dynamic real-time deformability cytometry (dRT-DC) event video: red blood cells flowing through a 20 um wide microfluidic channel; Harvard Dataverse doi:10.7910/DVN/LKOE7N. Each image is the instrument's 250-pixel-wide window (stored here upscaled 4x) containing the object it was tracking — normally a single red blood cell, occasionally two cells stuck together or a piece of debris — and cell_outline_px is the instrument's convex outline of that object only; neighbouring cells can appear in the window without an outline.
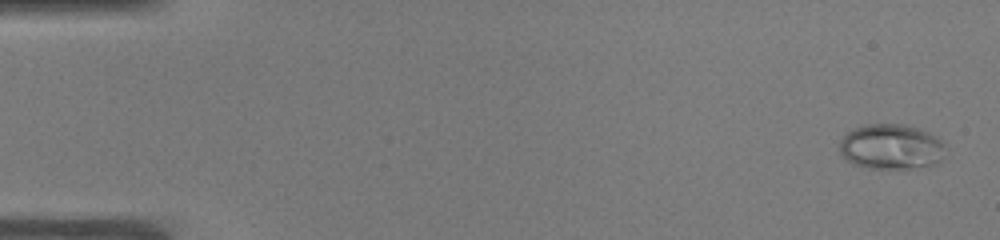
{"species": "common noctule bat (a hibernating species)", "species_latin": "Nyctalus noctula", "temperature_condition": "warm", "stored_images_in_passage": 52, "camera_frame_rate_fps": 3000, "um_per_image_px": 0.085, "animal": {"sex": "male", "body_mass_g": 19.0, "forearm_length_mm": 50.8}, "frame": {"image": 1, "passage_image": 2, "time_ms": 0.333, "image_size_px": [1000, 240], "cell_outline_px": [[944, 144], [940, 160], [936, 164], [908, 168], [868, 168], [852, 164], [840, 156], [840, 140], [848, 132], [864, 124], [908, 124], [928, 132], [936, 136]], "centroid_in_image_um": [75.7, 12.47], "position_along_channel_um": 9.3, "area_um2": 27.86}}
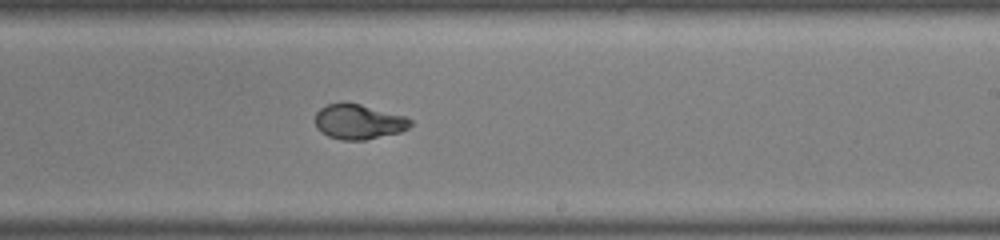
{"frame": {"image": 2, "passage_image": 32, "time_ms": 10.333, "image_size_px": [1000, 240], "cell_outline_px": [[412, 124], [408, 128], [400, 132], [364, 140], [340, 140], [328, 136], [320, 132], [316, 128], [316, 112], [320, 108], [328, 104], [360, 104], [404, 116], [412, 120]], "centroid_in_image_um": [30.47, 10.37], "position_along_channel_um": 258.5, "area_um2": 19.13}}
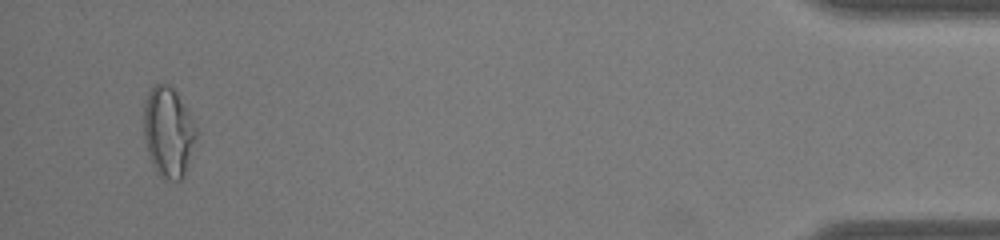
{"frame": {"image": 3, "passage_image": 50, "time_ms": 16.333, "image_size_px": [1000, 240], "cell_outline_px": [[200, 132], [184, 176], [180, 180], [164, 180], [156, 172], [152, 164], [144, 140], [144, 100], [152, 84], [168, 84], [176, 92], [188, 108]], "centroid_in_image_um": [14.34, 11.22], "position_along_channel_um": 420.9, "area_um2": 28.38}, "authors_computed_cell_mechanics": {"area_um2": 21.1837, "velocity_mm_per_s": 3.9223, "shape_relaxation_time_tau1_ms": 8.3368, "shape_relaxation_time_tau2_ms": null, "deformation_change_tau1": 0.2789, "deformation_change_tau2": null}}